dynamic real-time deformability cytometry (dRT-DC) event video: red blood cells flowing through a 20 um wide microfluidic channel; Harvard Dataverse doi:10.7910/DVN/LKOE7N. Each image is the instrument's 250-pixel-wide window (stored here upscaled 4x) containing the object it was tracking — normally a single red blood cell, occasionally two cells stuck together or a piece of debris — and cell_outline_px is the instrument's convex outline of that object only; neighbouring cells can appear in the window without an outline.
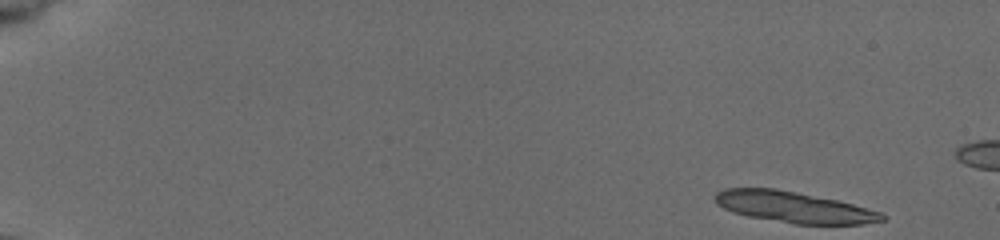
{"species": "common noctule bat (a hibernating species)", "species_latin": "Nyctalus noctula", "temperature_condition": "cold", "stored_images_in_passage": 25, "camera_frame_rate_fps": 3000, "um_per_image_px": 0.085, "animal": {"sex": "female", "body_mass_g": 19.5, "forearm_length_mm": 54.1}, "frame": {"image": 1, "passage_image": 1, "time_ms": 0.0, "image_size_px": [1000, 240], "cell_outline_px": [[884, 220], [864, 224], [796, 224], [748, 216], [732, 212], [716, 204], [712, 196], [716, 192], [724, 188], [776, 188], [836, 200], [852, 204], [880, 212], [884, 216]], "centroid_in_image_um": [67.4, 17.6], "position_along_channel_um": 17.6, "area_um2": 30.06}}
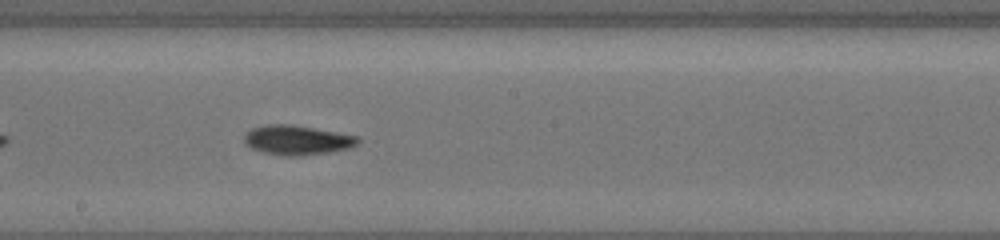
{"frame": {"image": 2, "passage_image": 11, "time_ms": 10.0, "image_size_px": [1000, 240], "cell_outline_px": [[360, 140], [356, 144], [348, 148], [328, 152], [300, 156], [284, 156], [264, 152], [252, 148], [244, 140], [244, 136], [252, 128], [264, 124], [292, 124], [360, 136]], "centroid_in_image_um": [25.27, 11.89], "position_along_channel_um": 222.9, "area_um2": 19.48}}
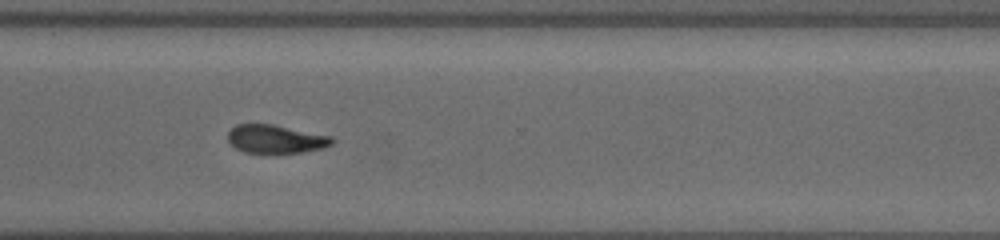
{"frame": {"image": 3, "passage_image": 17, "time_ms": 13.333, "image_size_px": [1000, 240], "cell_outline_px": [[336, 140], [332, 144], [324, 148], [300, 152], [244, 152], [236, 148], [228, 140], [228, 132], [236, 124], [272, 124], [332, 136]], "centroid_in_image_um": [23.46, 11.8], "position_along_channel_um": 347.1, "area_um2": 17.05}}